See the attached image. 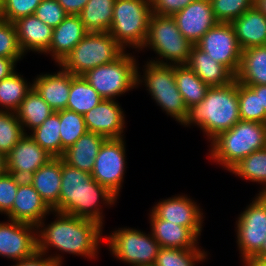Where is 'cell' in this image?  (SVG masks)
Wrapping results in <instances>:
<instances>
[{"label": "cell", "mask_w": 266, "mask_h": 266, "mask_svg": "<svg viewBox=\"0 0 266 266\" xmlns=\"http://www.w3.org/2000/svg\"><path fill=\"white\" fill-rule=\"evenodd\" d=\"M55 213V214H54ZM56 217L50 224L43 219L36 226L37 251L47 254L54 248L61 253L96 258L103 238V226L76 216L53 211Z\"/></svg>", "instance_id": "1"}, {"label": "cell", "mask_w": 266, "mask_h": 266, "mask_svg": "<svg viewBox=\"0 0 266 266\" xmlns=\"http://www.w3.org/2000/svg\"><path fill=\"white\" fill-rule=\"evenodd\" d=\"M117 199L94 180L91 173L71 167L61 158L60 213L92 220L103 226L104 214L99 204L111 207Z\"/></svg>", "instance_id": "2"}, {"label": "cell", "mask_w": 266, "mask_h": 266, "mask_svg": "<svg viewBox=\"0 0 266 266\" xmlns=\"http://www.w3.org/2000/svg\"><path fill=\"white\" fill-rule=\"evenodd\" d=\"M237 92L236 79L224 86L209 87L205 98L188 109L187 117L181 125H197L210 142L241 120Z\"/></svg>", "instance_id": "3"}, {"label": "cell", "mask_w": 266, "mask_h": 266, "mask_svg": "<svg viewBox=\"0 0 266 266\" xmlns=\"http://www.w3.org/2000/svg\"><path fill=\"white\" fill-rule=\"evenodd\" d=\"M210 143L209 159L229 171L246 156L266 147V124L240 120Z\"/></svg>", "instance_id": "4"}, {"label": "cell", "mask_w": 266, "mask_h": 266, "mask_svg": "<svg viewBox=\"0 0 266 266\" xmlns=\"http://www.w3.org/2000/svg\"><path fill=\"white\" fill-rule=\"evenodd\" d=\"M151 15L150 0H116L108 33L125 51L129 46L139 52L148 35Z\"/></svg>", "instance_id": "5"}, {"label": "cell", "mask_w": 266, "mask_h": 266, "mask_svg": "<svg viewBox=\"0 0 266 266\" xmlns=\"http://www.w3.org/2000/svg\"><path fill=\"white\" fill-rule=\"evenodd\" d=\"M143 67L141 75V68L137 65V87L145 85L157 106L182 124L187 117L188 109L176 85L175 65L157 64L147 60Z\"/></svg>", "instance_id": "6"}, {"label": "cell", "mask_w": 266, "mask_h": 266, "mask_svg": "<svg viewBox=\"0 0 266 266\" xmlns=\"http://www.w3.org/2000/svg\"><path fill=\"white\" fill-rule=\"evenodd\" d=\"M124 52L108 32H88L57 65L74 76H82L100 65L112 63Z\"/></svg>", "instance_id": "7"}, {"label": "cell", "mask_w": 266, "mask_h": 266, "mask_svg": "<svg viewBox=\"0 0 266 266\" xmlns=\"http://www.w3.org/2000/svg\"><path fill=\"white\" fill-rule=\"evenodd\" d=\"M192 47L193 44L182 35L172 16L151 15L148 35L142 46V49H152L158 55L155 60H149L150 62L165 65L186 64Z\"/></svg>", "instance_id": "8"}, {"label": "cell", "mask_w": 266, "mask_h": 266, "mask_svg": "<svg viewBox=\"0 0 266 266\" xmlns=\"http://www.w3.org/2000/svg\"><path fill=\"white\" fill-rule=\"evenodd\" d=\"M126 52L112 63L100 65L82 75L103 100H116V97L137 88L139 64L132 53Z\"/></svg>", "instance_id": "9"}, {"label": "cell", "mask_w": 266, "mask_h": 266, "mask_svg": "<svg viewBox=\"0 0 266 266\" xmlns=\"http://www.w3.org/2000/svg\"><path fill=\"white\" fill-rule=\"evenodd\" d=\"M113 257L131 266H153L160 244L152 233L134 228H118L104 237Z\"/></svg>", "instance_id": "10"}, {"label": "cell", "mask_w": 266, "mask_h": 266, "mask_svg": "<svg viewBox=\"0 0 266 266\" xmlns=\"http://www.w3.org/2000/svg\"><path fill=\"white\" fill-rule=\"evenodd\" d=\"M236 221L237 247L241 259L255 257L266 239V195L257 194Z\"/></svg>", "instance_id": "11"}, {"label": "cell", "mask_w": 266, "mask_h": 266, "mask_svg": "<svg viewBox=\"0 0 266 266\" xmlns=\"http://www.w3.org/2000/svg\"><path fill=\"white\" fill-rule=\"evenodd\" d=\"M125 138L106 139L101 145L91 175L117 198L121 191L126 169Z\"/></svg>", "instance_id": "12"}, {"label": "cell", "mask_w": 266, "mask_h": 266, "mask_svg": "<svg viewBox=\"0 0 266 266\" xmlns=\"http://www.w3.org/2000/svg\"><path fill=\"white\" fill-rule=\"evenodd\" d=\"M196 46L236 76L242 50L231 23L218 22L201 37Z\"/></svg>", "instance_id": "13"}, {"label": "cell", "mask_w": 266, "mask_h": 266, "mask_svg": "<svg viewBox=\"0 0 266 266\" xmlns=\"http://www.w3.org/2000/svg\"><path fill=\"white\" fill-rule=\"evenodd\" d=\"M37 251L36 226L8 219L0 222V256L19 261Z\"/></svg>", "instance_id": "14"}, {"label": "cell", "mask_w": 266, "mask_h": 266, "mask_svg": "<svg viewBox=\"0 0 266 266\" xmlns=\"http://www.w3.org/2000/svg\"><path fill=\"white\" fill-rule=\"evenodd\" d=\"M150 212L158 219L190 228L198 237L201 236L204 213L199 205L187 195H176L159 200Z\"/></svg>", "instance_id": "15"}, {"label": "cell", "mask_w": 266, "mask_h": 266, "mask_svg": "<svg viewBox=\"0 0 266 266\" xmlns=\"http://www.w3.org/2000/svg\"><path fill=\"white\" fill-rule=\"evenodd\" d=\"M83 117L88 132L106 139L124 138L125 114L116 100H103Z\"/></svg>", "instance_id": "16"}, {"label": "cell", "mask_w": 266, "mask_h": 266, "mask_svg": "<svg viewBox=\"0 0 266 266\" xmlns=\"http://www.w3.org/2000/svg\"><path fill=\"white\" fill-rule=\"evenodd\" d=\"M182 35L193 45L218 21L210 0H195L172 16Z\"/></svg>", "instance_id": "17"}, {"label": "cell", "mask_w": 266, "mask_h": 266, "mask_svg": "<svg viewBox=\"0 0 266 266\" xmlns=\"http://www.w3.org/2000/svg\"><path fill=\"white\" fill-rule=\"evenodd\" d=\"M53 157L40 147L28 134L7 155V172L18 178L28 179L37 169Z\"/></svg>", "instance_id": "18"}, {"label": "cell", "mask_w": 266, "mask_h": 266, "mask_svg": "<svg viewBox=\"0 0 266 266\" xmlns=\"http://www.w3.org/2000/svg\"><path fill=\"white\" fill-rule=\"evenodd\" d=\"M53 210L41 198L28 179L18 186L12 209L6 214L8 219L37 226Z\"/></svg>", "instance_id": "19"}, {"label": "cell", "mask_w": 266, "mask_h": 266, "mask_svg": "<svg viewBox=\"0 0 266 266\" xmlns=\"http://www.w3.org/2000/svg\"><path fill=\"white\" fill-rule=\"evenodd\" d=\"M71 74L62 68L55 74H39L32 81L33 88L54 111L67 108L71 88Z\"/></svg>", "instance_id": "20"}, {"label": "cell", "mask_w": 266, "mask_h": 266, "mask_svg": "<svg viewBox=\"0 0 266 266\" xmlns=\"http://www.w3.org/2000/svg\"><path fill=\"white\" fill-rule=\"evenodd\" d=\"M87 33L79 15L69 14L53 28L51 44L44 54H50L55 63L59 64Z\"/></svg>", "instance_id": "21"}, {"label": "cell", "mask_w": 266, "mask_h": 266, "mask_svg": "<svg viewBox=\"0 0 266 266\" xmlns=\"http://www.w3.org/2000/svg\"><path fill=\"white\" fill-rule=\"evenodd\" d=\"M18 42L24 55L29 51L45 53L51 44L53 28L35 15H29L14 22Z\"/></svg>", "instance_id": "22"}, {"label": "cell", "mask_w": 266, "mask_h": 266, "mask_svg": "<svg viewBox=\"0 0 266 266\" xmlns=\"http://www.w3.org/2000/svg\"><path fill=\"white\" fill-rule=\"evenodd\" d=\"M150 213L151 233L161 247L178 249H197L199 247V237L190 228L158 219L152 212Z\"/></svg>", "instance_id": "23"}, {"label": "cell", "mask_w": 266, "mask_h": 266, "mask_svg": "<svg viewBox=\"0 0 266 266\" xmlns=\"http://www.w3.org/2000/svg\"><path fill=\"white\" fill-rule=\"evenodd\" d=\"M241 50L266 45V15L256 6L231 22Z\"/></svg>", "instance_id": "24"}, {"label": "cell", "mask_w": 266, "mask_h": 266, "mask_svg": "<svg viewBox=\"0 0 266 266\" xmlns=\"http://www.w3.org/2000/svg\"><path fill=\"white\" fill-rule=\"evenodd\" d=\"M28 180L45 203L53 211L59 212L61 158H52L47 164L37 169Z\"/></svg>", "instance_id": "25"}, {"label": "cell", "mask_w": 266, "mask_h": 266, "mask_svg": "<svg viewBox=\"0 0 266 266\" xmlns=\"http://www.w3.org/2000/svg\"><path fill=\"white\" fill-rule=\"evenodd\" d=\"M186 65L209 87L224 86L235 79V76L209 54L193 45Z\"/></svg>", "instance_id": "26"}, {"label": "cell", "mask_w": 266, "mask_h": 266, "mask_svg": "<svg viewBox=\"0 0 266 266\" xmlns=\"http://www.w3.org/2000/svg\"><path fill=\"white\" fill-rule=\"evenodd\" d=\"M106 138L87 132L81 136L61 157L69 166L91 173L101 145Z\"/></svg>", "instance_id": "27"}, {"label": "cell", "mask_w": 266, "mask_h": 266, "mask_svg": "<svg viewBox=\"0 0 266 266\" xmlns=\"http://www.w3.org/2000/svg\"><path fill=\"white\" fill-rule=\"evenodd\" d=\"M235 79L244 85H266V45L242 50Z\"/></svg>", "instance_id": "28"}, {"label": "cell", "mask_w": 266, "mask_h": 266, "mask_svg": "<svg viewBox=\"0 0 266 266\" xmlns=\"http://www.w3.org/2000/svg\"><path fill=\"white\" fill-rule=\"evenodd\" d=\"M15 113L23 126L25 134H28L27 129L32 131L39 127L54 111L32 88Z\"/></svg>", "instance_id": "29"}, {"label": "cell", "mask_w": 266, "mask_h": 266, "mask_svg": "<svg viewBox=\"0 0 266 266\" xmlns=\"http://www.w3.org/2000/svg\"><path fill=\"white\" fill-rule=\"evenodd\" d=\"M116 0H89L78 14L88 32H108Z\"/></svg>", "instance_id": "30"}, {"label": "cell", "mask_w": 266, "mask_h": 266, "mask_svg": "<svg viewBox=\"0 0 266 266\" xmlns=\"http://www.w3.org/2000/svg\"><path fill=\"white\" fill-rule=\"evenodd\" d=\"M175 81L187 109L199 104L209 88L186 64L175 65Z\"/></svg>", "instance_id": "31"}, {"label": "cell", "mask_w": 266, "mask_h": 266, "mask_svg": "<svg viewBox=\"0 0 266 266\" xmlns=\"http://www.w3.org/2000/svg\"><path fill=\"white\" fill-rule=\"evenodd\" d=\"M102 101L103 98L83 76L73 75L71 77V88L67 102V110L84 115Z\"/></svg>", "instance_id": "32"}, {"label": "cell", "mask_w": 266, "mask_h": 266, "mask_svg": "<svg viewBox=\"0 0 266 266\" xmlns=\"http://www.w3.org/2000/svg\"><path fill=\"white\" fill-rule=\"evenodd\" d=\"M33 84L16 71L0 81V111L16 112Z\"/></svg>", "instance_id": "33"}, {"label": "cell", "mask_w": 266, "mask_h": 266, "mask_svg": "<svg viewBox=\"0 0 266 266\" xmlns=\"http://www.w3.org/2000/svg\"><path fill=\"white\" fill-rule=\"evenodd\" d=\"M229 172L245 180L261 183L263 188L258 194L266 195V147L240 160Z\"/></svg>", "instance_id": "34"}, {"label": "cell", "mask_w": 266, "mask_h": 266, "mask_svg": "<svg viewBox=\"0 0 266 266\" xmlns=\"http://www.w3.org/2000/svg\"><path fill=\"white\" fill-rule=\"evenodd\" d=\"M60 125L59 115L54 112L39 127L28 134L53 158H61Z\"/></svg>", "instance_id": "35"}, {"label": "cell", "mask_w": 266, "mask_h": 266, "mask_svg": "<svg viewBox=\"0 0 266 266\" xmlns=\"http://www.w3.org/2000/svg\"><path fill=\"white\" fill-rule=\"evenodd\" d=\"M60 120L61 157L81 136L86 134L87 127L82 114L67 109L56 112Z\"/></svg>", "instance_id": "36"}, {"label": "cell", "mask_w": 266, "mask_h": 266, "mask_svg": "<svg viewBox=\"0 0 266 266\" xmlns=\"http://www.w3.org/2000/svg\"><path fill=\"white\" fill-rule=\"evenodd\" d=\"M207 251L197 249L164 248L159 250L153 266H196L205 262Z\"/></svg>", "instance_id": "37"}, {"label": "cell", "mask_w": 266, "mask_h": 266, "mask_svg": "<svg viewBox=\"0 0 266 266\" xmlns=\"http://www.w3.org/2000/svg\"><path fill=\"white\" fill-rule=\"evenodd\" d=\"M237 94L241 120L266 124V111L261 110L260 93L238 82Z\"/></svg>", "instance_id": "38"}, {"label": "cell", "mask_w": 266, "mask_h": 266, "mask_svg": "<svg viewBox=\"0 0 266 266\" xmlns=\"http://www.w3.org/2000/svg\"><path fill=\"white\" fill-rule=\"evenodd\" d=\"M24 135L26 134L16 113L0 111V151L8 155Z\"/></svg>", "instance_id": "39"}, {"label": "cell", "mask_w": 266, "mask_h": 266, "mask_svg": "<svg viewBox=\"0 0 266 266\" xmlns=\"http://www.w3.org/2000/svg\"><path fill=\"white\" fill-rule=\"evenodd\" d=\"M218 22L231 23L245 11L255 6V0H210Z\"/></svg>", "instance_id": "40"}, {"label": "cell", "mask_w": 266, "mask_h": 266, "mask_svg": "<svg viewBox=\"0 0 266 266\" xmlns=\"http://www.w3.org/2000/svg\"><path fill=\"white\" fill-rule=\"evenodd\" d=\"M24 53L20 48L15 24L0 19V57L22 60Z\"/></svg>", "instance_id": "41"}, {"label": "cell", "mask_w": 266, "mask_h": 266, "mask_svg": "<svg viewBox=\"0 0 266 266\" xmlns=\"http://www.w3.org/2000/svg\"><path fill=\"white\" fill-rule=\"evenodd\" d=\"M42 0H3L0 19L14 23L20 18L34 15Z\"/></svg>", "instance_id": "42"}, {"label": "cell", "mask_w": 266, "mask_h": 266, "mask_svg": "<svg viewBox=\"0 0 266 266\" xmlns=\"http://www.w3.org/2000/svg\"><path fill=\"white\" fill-rule=\"evenodd\" d=\"M23 179L6 172L0 176V213L7 214L14 204L19 183Z\"/></svg>", "instance_id": "43"}, {"label": "cell", "mask_w": 266, "mask_h": 266, "mask_svg": "<svg viewBox=\"0 0 266 266\" xmlns=\"http://www.w3.org/2000/svg\"><path fill=\"white\" fill-rule=\"evenodd\" d=\"M34 15L52 28L57 27L68 15L57 0H42Z\"/></svg>", "instance_id": "44"}, {"label": "cell", "mask_w": 266, "mask_h": 266, "mask_svg": "<svg viewBox=\"0 0 266 266\" xmlns=\"http://www.w3.org/2000/svg\"><path fill=\"white\" fill-rule=\"evenodd\" d=\"M152 14L173 16L195 0H150Z\"/></svg>", "instance_id": "45"}, {"label": "cell", "mask_w": 266, "mask_h": 266, "mask_svg": "<svg viewBox=\"0 0 266 266\" xmlns=\"http://www.w3.org/2000/svg\"><path fill=\"white\" fill-rule=\"evenodd\" d=\"M55 255V256H53ZM45 255L36 251L32 256L15 261L16 265L12 266H62V256L61 254ZM46 256V257H45ZM48 256V257H47Z\"/></svg>", "instance_id": "46"}, {"label": "cell", "mask_w": 266, "mask_h": 266, "mask_svg": "<svg viewBox=\"0 0 266 266\" xmlns=\"http://www.w3.org/2000/svg\"><path fill=\"white\" fill-rule=\"evenodd\" d=\"M88 1L89 0H57L68 15H78Z\"/></svg>", "instance_id": "47"}, {"label": "cell", "mask_w": 266, "mask_h": 266, "mask_svg": "<svg viewBox=\"0 0 266 266\" xmlns=\"http://www.w3.org/2000/svg\"><path fill=\"white\" fill-rule=\"evenodd\" d=\"M17 62L14 59L0 57V81L16 71Z\"/></svg>", "instance_id": "48"}, {"label": "cell", "mask_w": 266, "mask_h": 266, "mask_svg": "<svg viewBox=\"0 0 266 266\" xmlns=\"http://www.w3.org/2000/svg\"><path fill=\"white\" fill-rule=\"evenodd\" d=\"M255 93H260L261 110L266 111V85H246Z\"/></svg>", "instance_id": "49"}, {"label": "cell", "mask_w": 266, "mask_h": 266, "mask_svg": "<svg viewBox=\"0 0 266 266\" xmlns=\"http://www.w3.org/2000/svg\"><path fill=\"white\" fill-rule=\"evenodd\" d=\"M243 266H266V260H262L256 257H249L243 259Z\"/></svg>", "instance_id": "50"}, {"label": "cell", "mask_w": 266, "mask_h": 266, "mask_svg": "<svg viewBox=\"0 0 266 266\" xmlns=\"http://www.w3.org/2000/svg\"><path fill=\"white\" fill-rule=\"evenodd\" d=\"M7 172V155L0 151V176Z\"/></svg>", "instance_id": "51"}, {"label": "cell", "mask_w": 266, "mask_h": 266, "mask_svg": "<svg viewBox=\"0 0 266 266\" xmlns=\"http://www.w3.org/2000/svg\"><path fill=\"white\" fill-rule=\"evenodd\" d=\"M255 6L266 15V0H255Z\"/></svg>", "instance_id": "52"}, {"label": "cell", "mask_w": 266, "mask_h": 266, "mask_svg": "<svg viewBox=\"0 0 266 266\" xmlns=\"http://www.w3.org/2000/svg\"><path fill=\"white\" fill-rule=\"evenodd\" d=\"M255 257L262 259V260H266V239L263 243V247H262L261 251Z\"/></svg>", "instance_id": "53"}, {"label": "cell", "mask_w": 266, "mask_h": 266, "mask_svg": "<svg viewBox=\"0 0 266 266\" xmlns=\"http://www.w3.org/2000/svg\"><path fill=\"white\" fill-rule=\"evenodd\" d=\"M2 8H3V0H0V16H1Z\"/></svg>", "instance_id": "54"}]
</instances>
